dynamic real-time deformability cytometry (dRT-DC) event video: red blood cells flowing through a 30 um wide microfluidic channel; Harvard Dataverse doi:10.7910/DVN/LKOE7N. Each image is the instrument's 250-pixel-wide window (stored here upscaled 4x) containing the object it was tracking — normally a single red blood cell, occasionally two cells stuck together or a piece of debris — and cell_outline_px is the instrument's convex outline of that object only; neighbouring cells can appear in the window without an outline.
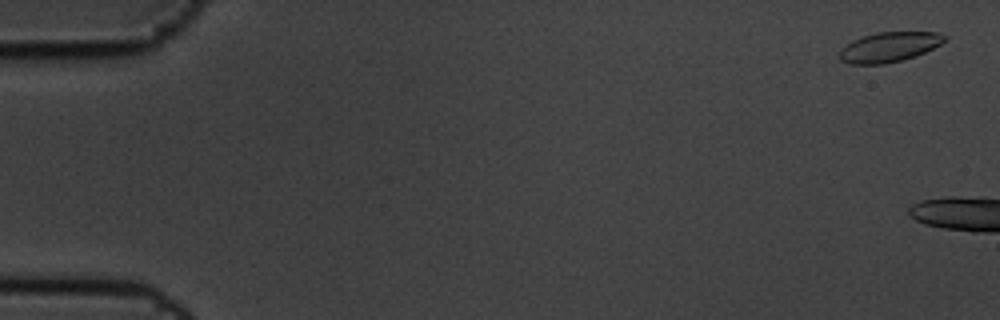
{"species": "common noctule bat (a hibernating species)", "species_latin": "Nyctalus noctula", "temperature_condition": "cold", "stored_images_in_passage": 11, "camera_frame_rate_fps": 3000, "um_per_image_px": 0.085, "animal": {"sex": "male", "body_mass_g": 19.5, "forearm_length_mm": 54.6}, "frame": {"image": 1, "passage_image": 1, "time_ms": 0.0, "image_size_px": [1000, 320], "cell_outline_px": [[948, 36], [940, 44], [924, 52], [900, 60], [884, 64], [852, 64], [840, 60], [836, 52], [840, 48], [852, 40], [876, 32], [936, 32]], "centroid_in_image_um": [75.5, 3.99], "position_along_channel_um": 9.5, "area_um2": 18.21}}
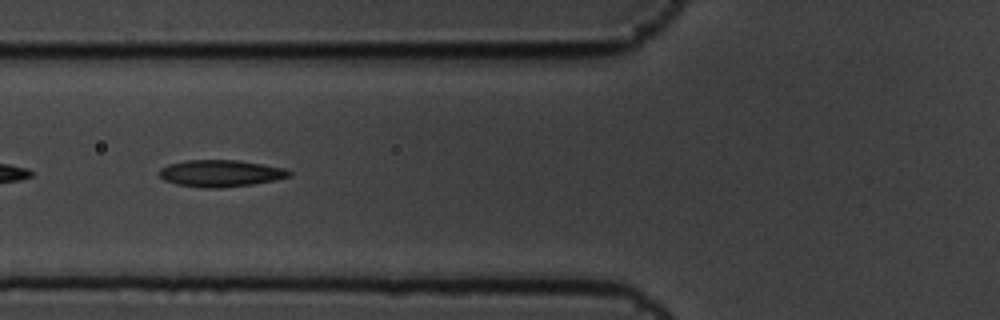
{"frame": {"image": 2, "passage_image": 8, "time_ms": 2.333, "image_size_px": [1000, 320], "cell_outline_px": [[292, 176], [276, 180], [252, 184], [220, 188], [200, 188], [176, 184], [164, 180], [160, 176], [160, 168], [168, 164], [188, 160], [236, 160], [284, 168], [292, 172]], "centroid_in_image_um": [18.75, 14.74], "position_along_channel_um": 107.1, "area_um2": 20.29}}
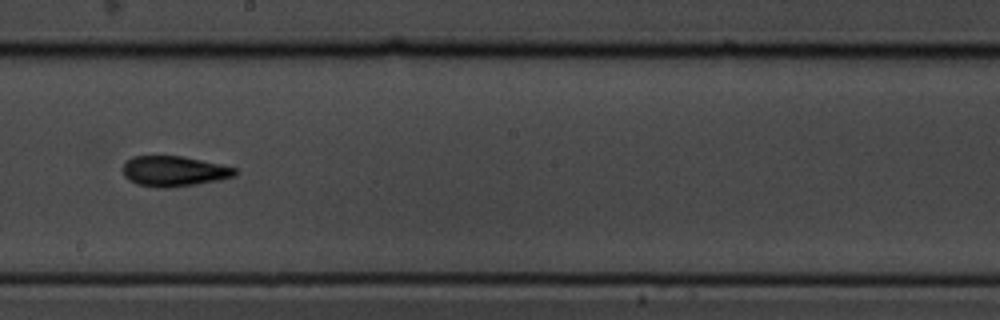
{"frame": {"image": 3, "passage_image": 11, "time_ms": 3.333, "image_size_px": [1000, 320], "cell_outline_px": [[236, 176], [220, 180], [196, 184], [168, 188], [160, 188], [136, 184], [128, 180], [124, 176], [120, 168], [132, 156], [180, 156], [220, 164], [236, 168]], "centroid_in_image_um": [14.75, 14.56], "position_along_channel_um": 233.4, "area_um2": 19.94}}